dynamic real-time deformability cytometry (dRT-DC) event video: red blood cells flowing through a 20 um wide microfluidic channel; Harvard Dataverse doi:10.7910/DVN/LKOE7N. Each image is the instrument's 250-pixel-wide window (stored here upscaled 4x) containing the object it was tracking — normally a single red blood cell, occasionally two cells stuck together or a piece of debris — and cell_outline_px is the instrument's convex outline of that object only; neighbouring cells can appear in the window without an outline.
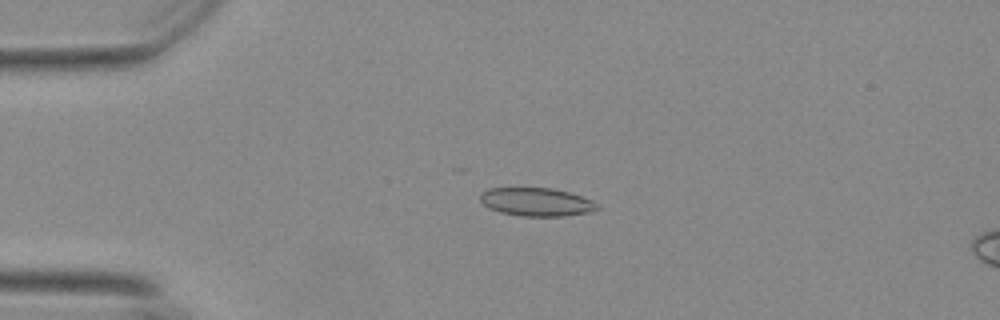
{"species": "Egyptian fruit bat (a non-hibernating species)", "species_latin": "Rousettus aegyptiacus", "temperature_condition": "warm", "stored_images_in_passage": 35, "camera_frame_rate_fps": 3000, "um_per_image_px": 0.085, "animal": {"sex": "female"}, "frame": {"image": 1, "passage_image": 13, "time_ms": 4.0, "image_size_px": [1000, 320], "cell_outline_px": [[600, 208], [588, 212], [564, 216], [520, 216], [500, 212], [488, 208], [480, 200], [480, 196], [488, 188], [552, 188], [568, 192], [592, 200]], "centroid_in_image_um": [45.58, 17.17], "position_along_channel_um": 39.4, "area_um2": 19.13}}
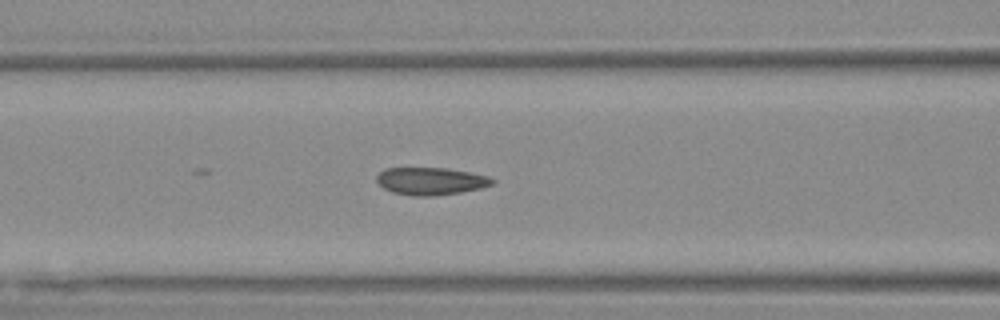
{"frame": {"image": 2, "passage_image": 23, "time_ms": 7.333, "image_size_px": [1000, 320], "cell_outline_px": [[496, 180], [492, 184], [480, 188], [460, 192], [436, 196], [412, 196], [392, 192], [384, 188], [376, 180], [376, 176], [384, 168], [444, 168], [468, 172], [488, 176]], "centroid_in_image_um": [36.59, 15.4], "position_along_channel_um": 130.0, "area_um2": 18.44}}
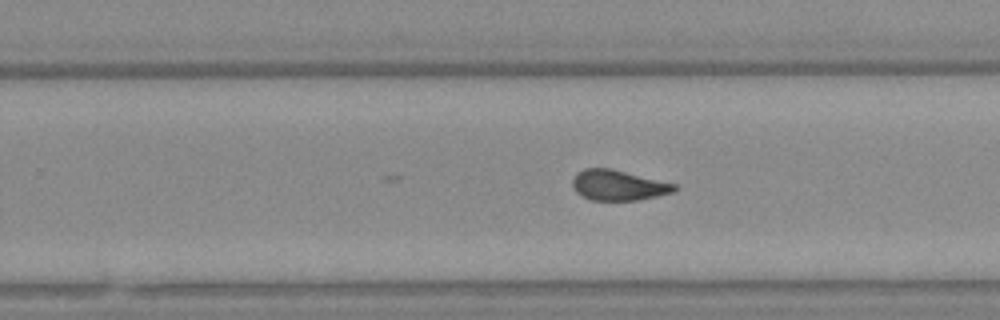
{"frame": {"image": 3, "passage_image": 35, "time_ms": 11.333, "image_size_px": [1000, 320], "cell_outline_px": [[676, 188], [672, 192], [656, 196], [636, 200], [588, 200], [576, 192], [572, 184], [572, 180], [576, 172], [584, 168], [612, 168], [676, 184]], "centroid_in_image_um": [52.5, 15.73], "position_along_channel_um": 277.3, "area_um2": 18.03}}